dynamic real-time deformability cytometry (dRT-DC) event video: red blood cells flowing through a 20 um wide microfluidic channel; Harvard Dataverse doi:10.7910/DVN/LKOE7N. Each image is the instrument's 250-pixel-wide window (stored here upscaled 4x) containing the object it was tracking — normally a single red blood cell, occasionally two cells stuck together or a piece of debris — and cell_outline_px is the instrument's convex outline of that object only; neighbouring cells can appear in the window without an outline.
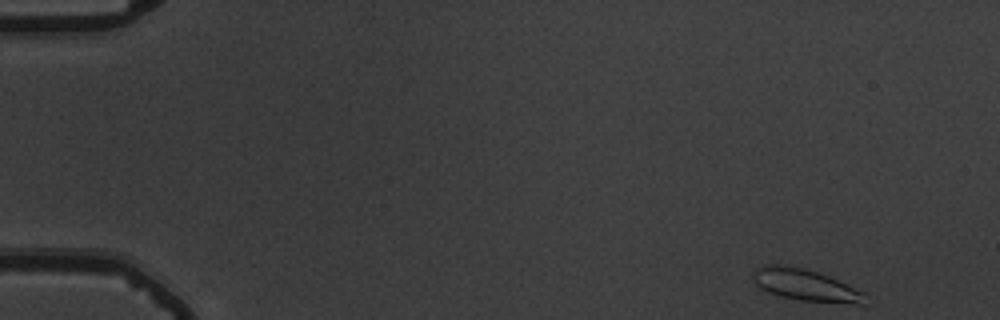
{"species": "common noctule bat (a hibernating species)", "species_latin": "Nyctalus noctula", "temperature_condition": "warm", "stored_images_in_passage": 53, "camera_frame_rate_fps": 3000, "um_per_image_px": 0.085, "animal": {"sex": "male", "body_mass_g": 19.5, "forearm_length_mm": 54.6}, "frame": {"image": 1, "passage_image": 1, "time_ms": 0.0, "image_size_px": [1000, 320], "cell_outline_px": [[864, 304], [856, 304], [800, 300], [780, 296], [768, 292], [760, 288], [752, 280], [752, 272], [756, 268], [764, 264], [776, 264], [804, 268], [828, 276], [864, 292]], "centroid_in_image_um": [68.39, 24.22], "position_along_channel_um": 16.6, "area_um2": 20.58}}
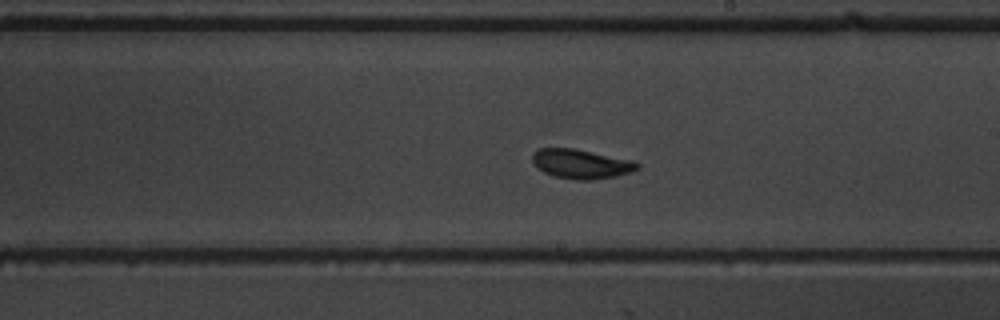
{"frame": {"image": 2, "passage_image": 30, "time_ms": 9.667, "image_size_px": [1000, 320], "cell_outline_px": [[640, 168], [632, 172], [616, 176], [592, 180], [576, 180], [552, 176], [536, 168], [532, 160], [532, 152], [540, 148], [572, 148], [636, 160], [640, 164]], "centroid_in_image_um": [49.42, 13.93], "position_along_channel_um": 239.6, "area_um2": 18.32}}
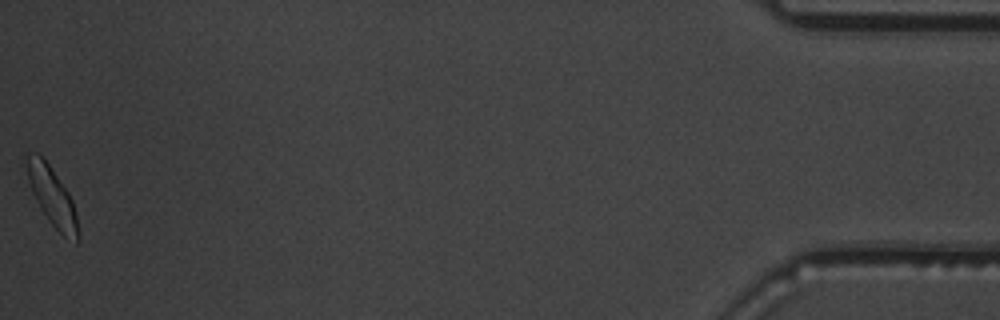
{"frame": {"image": 3, "passage_image": 53, "time_ms": 17.333, "image_size_px": [1000, 320], "cell_outline_px": [[80, 240], [76, 244], [64, 236], [48, 220], [40, 208], [32, 192], [28, 180], [24, 152], [36, 152], [48, 164], [68, 192], [72, 200], [76, 212], [80, 236]], "centroid_in_image_um": [4.43, 16.72], "position_along_channel_um": 430.8, "area_um2": 17.57}, "authors_computed_cell_mechanics": {"area_um2": 17.9758, "velocity_mm_per_s": 3.6442, "shape_relaxation_time_tau1_ms": 2.1629, "shape_relaxation_time_tau2_ms": 1.3674, "deformation_change_tau1": 0.1154, "deformation_change_tau2": 0.0601}}